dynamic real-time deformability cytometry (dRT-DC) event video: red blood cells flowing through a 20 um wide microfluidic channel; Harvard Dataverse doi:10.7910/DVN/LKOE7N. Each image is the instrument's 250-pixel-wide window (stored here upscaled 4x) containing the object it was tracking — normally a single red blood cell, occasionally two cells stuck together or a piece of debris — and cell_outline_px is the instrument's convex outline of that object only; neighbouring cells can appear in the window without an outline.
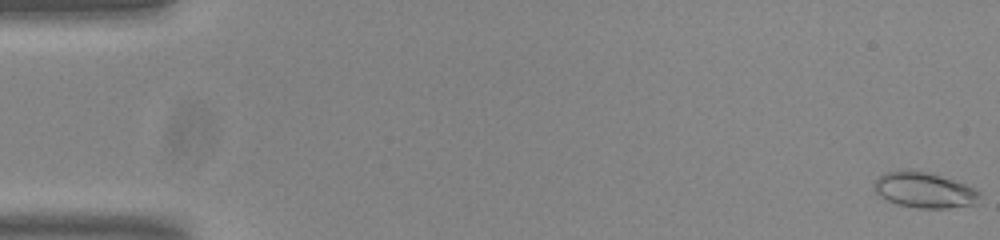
{"species": "common noctule bat (a hibernating species)", "species_latin": "Nyctalus noctula", "temperature_condition": "room temperature", "stored_images_in_passage": 55, "camera_frame_rate_fps": 3000, "um_per_image_px": 0.085, "animal": {"sex": "male", "body_mass_g": 20.0, "forearm_length_mm": 53.3}, "frame": {"image": 1, "passage_image": 1, "time_ms": 0.0, "image_size_px": [1000, 240], "cell_outline_px": [[980, 204], [948, 208], [916, 208], [896, 204], [880, 196], [872, 188], [876, 180], [884, 172], [908, 168], [912, 168], [928, 172], [976, 188], [980, 192]], "centroid_in_image_um": [78.57, 16.15], "position_along_channel_um": 6.4, "area_um2": 22.31}}
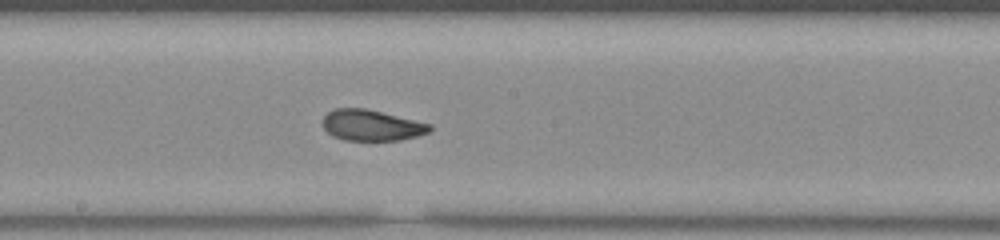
{"frame": {"image": 2, "passage_image": 30, "time_ms": 9.667, "image_size_px": [1000, 240], "cell_outline_px": [[432, 128], [428, 132], [416, 136], [400, 140], [344, 140], [332, 136], [320, 124], [324, 116], [328, 112], [336, 108], [364, 108], [432, 124]], "centroid_in_image_um": [31.54, 10.65], "position_along_channel_um": 216.7, "area_um2": 19.25}}
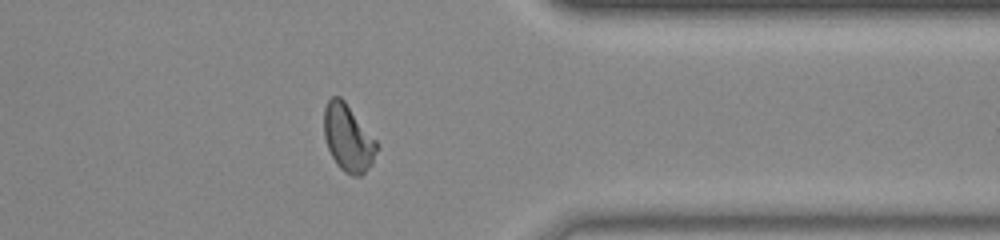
{"frame": {"image": 3, "passage_image": 44, "time_ms": 14.333, "image_size_px": [1000, 240], "cell_outline_px": [[376, 148], [372, 164], [360, 176], [352, 176], [344, 172], [336, 164], [328, 148], [324, 136], [324, 108], [328, 100], [332, 96], [340, 96], [344, 100], [376, 140]], "centroid_in_image_um": [29.56, 11.72], "position_along_channel_um": 381.8, "area_um2": 20.35}, "authors_computed_cell_mechanics": {"area_um2": 20.1144, "velocity_mm_per_s": 3.7648, "shape_relaxation_time_tau1_ms": 8.6327, "shape_relaxation_time_tau2_ms": 1.4782, "deformation_change_tau1": 0.2068, "deformation_change_tau2": 0.0635}}